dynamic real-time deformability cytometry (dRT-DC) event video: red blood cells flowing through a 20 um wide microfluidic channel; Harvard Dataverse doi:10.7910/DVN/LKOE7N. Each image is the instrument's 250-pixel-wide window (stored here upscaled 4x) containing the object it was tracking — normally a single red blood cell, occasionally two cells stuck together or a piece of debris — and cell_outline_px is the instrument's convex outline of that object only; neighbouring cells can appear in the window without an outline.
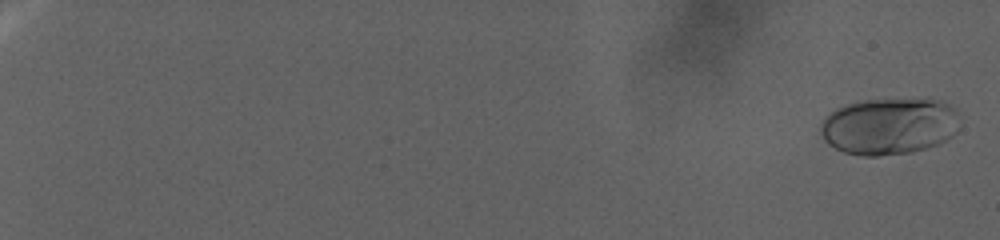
{"species": "human", "species_latin": "Homo sapiens", "temperature_condition": "warm", "stored_images_in_passage": 121, "camera_frame_rate_fps": 3000, "um_per_image_px": 0.085, "donor": {"sex": "female"}, "frame": {"image": 1, "passage_image": 4, "time_ms": 1.0, "image_size_px": [1000, 240], "cell_outline_px": [[960, 128], [952, 136], [936, 144], [912, 152], [880, 156], [864, 156], [844, 152], [828, 144], [824, 140], [820, 132], [820, 124], [836, 108], [856, 100], [924, 96], [928, 96], [944, 100], [956, 108]], "centroid_in_image_um": [75.64, 10.66], "position_along_channel_um": 9.4, "area_um2": 47.4}}
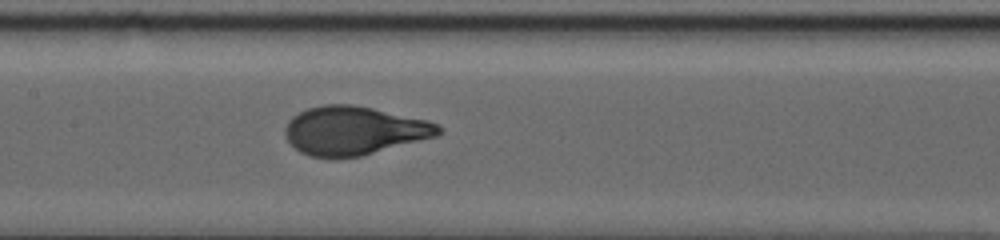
{"frame": {"image": 2, "passage_image": 71, "time_ms": 23.333, "image_size_px": [1000, 240], "cell_outline_px": [[444, 132], [440, 136], [360, 156], [312, 156], [300, 152], [284, 136], [284, 128], [288, 120], [292, 116], [308, 108], [324, 104], [352, 104], [372, 108], [428, 120], [436, 124]], "centroid_in_image_um": [30.11, 11.08], "position_along_channel_um": 177.3, "area_um2": 43.23}}
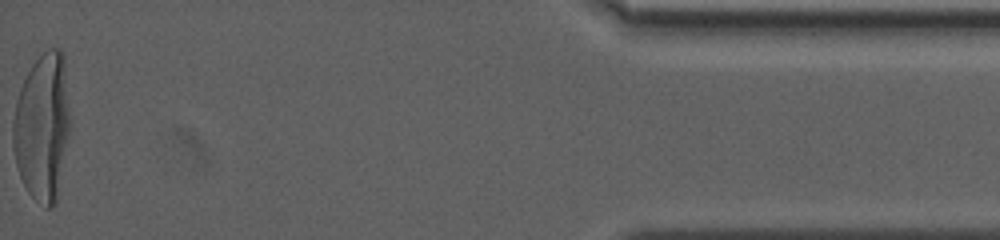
{"frame": {"image": 3, "passage_image": 121, "time_ms": 40.0, "image_size_px": [1000, 240], "cell_outline_px": [[72, 124], [56, 204], [52, 208], [44, 208], [28, 192], [20, 176], [16, 164], [12, 144], [12, 120], [16, 100], [20, 88], [32, 64], [48, 48], [60, 48], [64, 56]], "centroid_in_image_um": [3.64, 10.8], "position_along_channel_um": 431.6, "area_um2": 50.23}}